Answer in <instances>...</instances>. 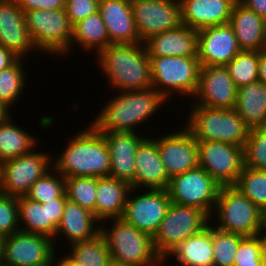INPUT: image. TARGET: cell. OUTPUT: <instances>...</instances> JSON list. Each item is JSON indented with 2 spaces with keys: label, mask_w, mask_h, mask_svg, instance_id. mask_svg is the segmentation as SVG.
Masks as SVG:
<instances>
[{
  "label": "cell",
  "mask_w": 266,
  "mask_h": 266,
  "mask_svg": "<svg viewBox=\"0 0 266 266\" xmlns=\"http://www.w3.org/2000/svg\"><path fill=\"white\" fill-rule=\"evenodd\" d=\"M119 93L107 99L105 105L100 108L91 124L99 132H136L141 133L136 127L151 122L158 109L168 102L153 87L132 91H119ZM138 131V132H137Z\"/></svg>",
  "instance_id": "cell-1"
},
{
  "label": "cell",
  "mask_w": 266,
  "mask_h": 266,
  "mask_svg": "<svg viewBox=\"0 0 266 266\" xmlns=\"http://www.w3.org/2000/svg\"><path fill=\"white\" fill-rule=\"evenodd\" d=\"M88 125L76 130L71 140L67 138L64 150L53 156V168L64 178L110 176V152L104 135Z\"/></svg>",
  "instance_id": "cell-2"
},
{
  "label": "cell",
  "mask_w": 266,
  "mask_h": 266,
  "mask_svg": "<svg viewBox=\"0 0 266 266\" xmlns=\"http://www.w3.org/2000/svg\"><path fill=\"white\" fill-rule=\"evenodd\" d=\"M96 63L116 92L152 87L151 61L144 43L110 44L99 52Z\"/></svg>",
  "instance_id": "cell-3"
},
{
  "label": "cell",
  "mask_w": 266,
  "mask_h": 266,
  "mask_svg": "<svg viewBox=\"0 0 266 266\" xmlns=\"http://www.w3.org/2000/svg\"><path fill=\"white\" fill-rule=\"evenodd\" d=\"M106 222L111 225L106 226ZM100 225V233L106 240L111 260L130 266H163L150 235L122 218L105 220Z\"/></svg>",
  "instance_id": "cell-4"
},
{
  "label": "cell",
  "mask_w": 266,
  "mask_h": 266,
  "mask_svg": "<svg viewBox=\"0 0 266 266\" xmlns=\"http://www.w3.org/2000/svg\"><path fill=\"white\" fill-rule=\"evenodd\" d=\"M189 109L184 125L192 132L196 141H221L245 146L250 128L234 108L191 105Z\"/></svg>",
  "instance_id": "cell-5"
},
{
  "label": "cell",
  "mask_w": 266,
  "mask_h": 266,
  "mask_svg": "<svg viewBox=\"0 0 266 266\" xmlns=\"http://www.w3.org/2000/svg\"><path fill=\"white\" fill-rule=\"evenodd\" d=\"M264 218L265 213L236 188L221 186L210 216L214 221L210 223L224 232L256 236L264 226Z\"/></svg>",
  "instance_id": "cell-6"
},
{
  "label": "cell",
  "mask_w": 266,
  "mask_h": 266,
  "mask_svg": "<svg viewBox=\"0 0 266 266\" xmlns=\"http://www.w3.org/2000/svg\"><path fill=\"white\" fill-rule=\"evenodd\" d=\"M30 38L37 51L63 59L70 56L72 25L65 9L32 10L24 12ZM47 53V54H46ZM68 55V56H66Z\"/></svg>",
  "instance_id": "cell-7"
},
{
  "label": "cell",
  "mask_w": 266,
  "mask_h": 266,
  "mask_svg": "<svg viewBox=\"0 0 266 266\" xmlns=\"http://www.w3.org/2000/svg\"><path fill=\"white\" fill-rule=\"evenodd\" d=\"M152 87L167 101L174 95L193 98L199 85L198 57H149ZM173 94V95H172ZM189 96V97H188Z\"/></svg>",
  "instance_id": "cell-8"
},
{
  "label": "cell",
  "mask_w": 266,
  "mask_h": 266,
  "mask_svg": "<svg viewBox=\"0 0 266 266\" xmlns=\"http://www.w3.org/2000/svg\"><path fill=\"white\" fill-rule=\"evenodd\" d=\"M210 216L203 210L171 202L166 216L153 237L156 253L162 260L188 237L210 224Z\"/></svg>",
  "instance_id": "cell-9"
},
{
  "label": "cell",
  "mask_w": 266,
  "mask_h": 266,
  "mask_svg": "<svg viewBox=\"0 0 266 266\" xmlns=\"http://www.w3.org/2000/svg\"><path fill=\"white\" fill-rule=\"evenodd\" d=\"M52 154L55 153L34 149L30 153L2 162L0 192L14 197L26 196L31 186L53 169Z\"/></svg>",
  "instance_id": "cell-10"
},
{
  "label": "cell",
  "mask_w": 266,
  "mask_h": 266,
  "mask_svg": "<svg viewBox=\"0 0 266 266\" xmlns=\"http://www.w3.org/2000/svg\"><path fill=\"white\" fill-rule=\"evenodd\" d=\"M137 190L130 189L121 218L153 238L166 216L171 200L166 189Z\"/></svg>",
  "instance_id": "cell-11"
},
{
  "label": "cell",
  "mask_w": 266,
  "mask_h": 266,
  "mask_svg": "<svg viewBox=\"0 0 266 266\" xmlns=\"http://www.w3.org/2000/svg\"><path fill=\"white\" fill-rule=\"evenodd\" d=\"M220 188L203 168L197 167L171 178L166 190L171 202L197 207L211 216Z\"/></svg>",
  "instance_id": "cell-12"
},
{
  "label": "cell",
  "mask_w": 266,
  "mask_h": 266,
  "mask_svg": "<svg viewBox=\"0 0 266 266\" xmlns=\"http://www.w3.org/2000/svg\"><path fill=\"white\" fill-rule=\"evenodd\" d=\"M199 167L220 186H233L244 167V147L221 141H197Z\"/></svg>",
  "instance_id": "cell-13"
},
{
  "label": "cell",
  "mask_w": 266,
  "mask_h": 266,
  "mask_svg": "<svg viewBox=\"0 0 266 266\" xmlns=\"http://www.w3.org/2000/svg\"><path fill=\"white\" fill-rule=\"evenodd\" d=\"M181 129V130H180ZM169 179L199 167V147L184 125L176 131L153 137Z\"/></svg>",
  "instance_id": "cell-14"
},
{
  "label": "cell",
  "mask_w": 266,
  "mask_h": 266,
  "mask_svg": "<svg viewBox=\"0 0 266 266\" xmlns=\"http://www.w3.org/2000/svg\"><path fill=\"white\" fill-rule=\"evenodd\" d=\"M131 7L142 43L182 24L179 0H131Z\"/></svg>",
  "instance_id": "cell-15"
},
{
  "label": "cell",
  "mask_w": 266,
  "mask_h": 266,
  "mask_svg": "<svg viewBox=\"0 0 266 266\" xmlns=\"http://www.w3.org/2000/svg\"><path fill=\"white\" fill-rule=\"evenodd\" d=\"M55 252L53 239L20 230L6 236L2 266H47Z\"/></svg>",
  "instance_id": "cell-16"
},
{
  "label": "cell",
  "mask_w": 266,
  "mask_h": 266,
  "mask_svg": "<svg viewBox=\"0 0 266 266\" xmlns=\"http://www.w3.org/2000/svg\"><path fill=\"white\" fill-rule=\"evenodd\" d=\"M237 92L238 87L233 82L226 66H201L199 85L189 104L232 109L236 104Z\"/></svg>",
  "instance_id": "cell-17"
},
{
  "label": "cell",
  "mask_w": 266,
  "mask_h": 266,
  "mask_svg": "<svg viewBox=\"0 0 266 266\" xmlns=\"http://www.w3.org/2000/svg\"><path fill=\"white\" fill-rule=\"evenodd\" d=\"M197 46L201 66H226L241 51L229 23L198 30Z\"/></svg>",
  "instance_id": "cell-18"
},
{
  "label": "cell",
  "mask_w": 266,
  "mask_h": 266,
  "mask_svg": "<svg viewBox=\"0 0 266 266\" xmlns=\"http://www.w3.org/2000/svg\"><path fill=\"white\" fill-rule=\"evenodd\" d=\"M0 45L25 61V57L38 52L28 33L24 12L15 0H0Z\"/></svg>",
  "instance_id": "cell-19"
},
{
  "label": "cell",
  "mask_w": 266,
  "mask_h": 266,
  "mask_svg": "<svg viewBox=\"0 0 266 266\" xmlns=\"http://www.w3.org/2000/svg\"><path fill=\"white\" fill-rule=\"evenodd\" d=\"M110 152V177L126 181L135 188L137 147L147 137L136 132H102Z\"/></svg>",
  "instance_id": "cell-20"
},
{
  "label": "cell",
  "mask_w": 266,
  "mask_h": 266,
  "mask_svg": "<svg viewBox=\"0 0 266 266\" xmlns=\"http://www.w3.org/2000/svg\"><path fill=\"white\" fill-rule=\"evenodd\" d=\"M111 44L141 43L133 18L131 0H99Z\"/></svg>",
  "instance_id": "cell-21"
},
{
  "label": "cell",
  "mask_w": 266,
  "mask_h": 266,
  "mask_svg": "<svg viewBox=\"0 0 266 266\" xmlns=\"http://www.w3.org/2000/svg\"><path fill=\"white\" fill-rule=\"evenodd\" d=\"M237 0H179L181 23L201 30L229 23Z\"/></svg>",
  "instance_id": "cell-22"
},
{
  "label": "cell",
  "mask_w": 266,
  "mask_h": 266,
  "mask_svg": "<svg viewBox=\"0 0 266 266\" xmlns=\"http://www.w3.org/2000/svg\"><path fill=\"white\" fill-rule=\"evenodd\" d=\"M135 160V188L167 189L170 179L151 136L139 144Z\"/></svg>",
  "instance_id": "cell-23"
},
{
  "label": "cell",
  "mask_w": 266,
  "mask_h": 266,
  "mask_svg": "<svg viewBox=\"0 0 266 266\" xmlns=\"http://www.w3.org/2000/svg\"><path fill=\"white\" fill-rule=\"evenodd\" d=\"M198 31L185 24L147 39L144 44L149 57H198Z\"/></svg>",
  "instance_id": "cell-24"
},
{
  "label": "cell",
  "mask_w": 266,
  "mask_h": 266,
  "mask_svg": "<svg viewBox=\"0 0 266 266\" xmlns=\"http://www.w3.org/2000/svg\"><path fill=\"white\" fill-rule=\"evenodd\" d=\"M99 233L100 222L95 218L94 214L82 208L76 202L67 199L61 221L57 227L55 236V239H57L54 240L56 249V242L61 239L62 236L63 240L65 238L66 243L70 246L73 243L92 239Z\"/></svg>",
  "instance_id": "cell-25"
},
{
  "label": "cell",
  "mask_w": 266,
  "mask_h": 266,
  "mask_svg": "<svg viewBox=\"0 0 266 266\" xmlns=\"http://www.w3.org/2000/svg\"><path fill=\"white\" fill-rule=\"evenodd\" d=\"M229 24L235 32L241 50L266 49V20L238 0L232 8Z\"/></svg>",
  "instance_id": "cell-26"
},
{
  "label": "cell",
  "mask_w": 266,
  "mask_h": 266,
  "mask_svg": "<svg viewBox=\"0 0 266 266\" xmlns=\"http://www.w3.org/2000/svg\"><path fill=\"white\" fill-rule=\"evenodd\" d=\"M130 189L126 181L110 176L97 178L95 218L100 223L121 218Z\"/></svg>",
  "instance_id": "cell-27"
},
{
  "label": "cell",
  "mask_w": 266,
  "mask_h": 266,
  "mask_svg": "<svg viewBox=\"0 0 266 266\" xmlns=\"http://www.w3.org/2000/svg\"><path fill=\"white\" fill-rule=\"evenodd\" d=\"M170 257L176 260L178 266H213L211 223L173 248L163 259V266Z\"/></svg>",
  "instance_id": "cell-28"
},
{
  "label": "cell",
  "mask_w": 266,
  "mask_h": 266,
  "mask_svg": "<svg viewBox=\"0 0 266 266\" xmlns=\"http://www.w3.org/2000/svg\"><path fill=\"white\" fill-rule=\"evenodd\" d=\"M234 110L250 129L266 126V85L257 81L239 87Z\"/></svg>",
  "instance_id": "cell-29"
},
{
  "label": "cell",
  "mask_w": 266,
  "mask_h": 266,
  "mask_svg": "<svg viewBox=\"0 0 266 266\" xmlns=\"http://www.w3.org/2000/svg\"><path fill=\"white\" fill-rule=\"evenodd\" d=\"M110 44L106 25L99 11L75 23L72 27V52L75 50L74 46H79L86 53L91 51L94 54L95 50L96 56Z\"/></svg>",
  "instance_id": "cell-30"
},
{
  "label": "cell",
  "mask_w": 266,
  "mask_h": 266,
  "mask_svg": "<svg viewBox=\"0 0 266 266\" xmlns=\"http://www.w3.org/2000/svg\"><path fill=\"white\" fill-rule=\"evenodd\" d=\"M13 119L11 116L0 124V164L40 147L37 145L40 139L38 140L32 133L15 124Z\"/></svg>",
  "instance_id": "cell-31"
},
{
  "label": "cell",
  "mask_w": 266,
  "mask_h": 266,
  "mask_svg": "<svg viewBox=\"0 0 266 266\" xmlns=\"http://www.w3.org/2000/svg\"><path fill=\"white\" fill-rule=\"evenodd\" d=\"M21 231L48 236L55 240L57 227L49 221L48 204L26 196L17 197Z\"/></svg>",
  "instance_id": "cell-32"
},
{
  "label": "cell",
  "mask_w": 266,
  "mask_h": 266,
  "mask_svg": "<svg viewBox=\"0 0 266 266\" xmlns=\"http://www.w3.org/2000/svg\"><path fill=\"white\" fill-rule=\"evenodd\" d=\"M68 247V255L80 266H108L111 261L110 251L101 233L92 239L73 243Z\"/></svg>",
  "instance_id": "cell-33"
},
{
  "label": "cell",
  "mask_w": 266,
  "mask_h": 266,
  "mask_svg": "<svg viewBox=\"0 0 266 266\" xmlns=\"http://www.w3.org/2000/svg\"><path fill=\"white\" fill-rule=\"evenodd\" d=\"M23 62V58H19L13 65L0 71V101L12 109L27 89L25 87L26 83L28 84V75Z\"/></svg>",
  "instance_id": "cell-34"
},
{
  "label": "cell",
  "mask_w": 266,
  "mask_h": 266,
  "mask_svg": "<svg viewBox=\"0 0 266 266\" xmlns=\"http://www.w3.org/2000/svg\"><path fill=\"white\" fill-rule=\"evenodd\" d=\"M241 194L266 213V171L244 166L233 185Z\"/></svg>",
  "instance_id": "cell-35"
},
{
  "label": "cell",
  "mask_w": 266,
  "mask_h": 266,
  "mask_svg": "<svg viewBox=\"0 0 266 266\" xmlns=\"http://www.w3.org/2000/svg\"><path fill=\"white\" fill-rule=\"evenodd\" d=\"M258 64L259 51L241 50L226 67L239 88L258 81Z\"/></svg>",
  "instance_id": "cell-36"
},
{
  "label": "cell",
  "mask_w": 266,
  "mask_h": 266,
  "mask_svg": "<svg viewBox=\"0 0 266 266\" xmlns=\"http://www.w3.org/2000/svg\"><path fill=\"white\" fill-rule=\"evenodd\" d=\"M65 194L67 199L76 202L95 216L97 177L65 178Z\"/></svg>",
  "instance_id": "cell-37"
},
{
  "label": "cell",
  "mask_w": 266,
  "mask_h": 266,
  "mask_svg": "<svg viewBox=\"0 0 266 266\" xmlns=\"http://www.w3.org/2000/svg\"><path fill=\"white\" fill-rule=\"evenodd\" d=\"M244 237L212 226L213 266H234L239 243Z\"/></svg>",
  "instance_id": "cell-38"
},
{
  "label": "cell",
  "mask_w": 266,
  "mask_h": 266,
  "mask_svg": "<svg viewBox=\"0 0 266 266\" xmlns=\"http://www.w3.org/2000/svg\"><path fill=\"white\" fill-rule=\"evenodd\" d=\"M64 193L65 178L53 168L31 186L26 197L43 204L59 198Z\"/></svg>",
  "instance_id": "cell-39"
},
{
  "label": "cell",
  "mask_w": 266,
  "mask_h": 266,
  "mask_svg": "<svg viewBox=\"0 0 266 266\" xmlns=\"http://www.w3.org/2000/svg\"><path fill=\"white\" fill-rule=\"evenodd\" d=\"M244 166L266 171V126L249 129L244 146Z\"/></svg>",
  "instance_id": "cell-40"
},
{
  "label": "cell",
  "mask_w": 266,
  "mask_h": 266,
  "mask_svg": "<svg viewBox=\"0 0 266 266\" xmlns=\"http://www.w3.org/2000/svg\"><path fill=\"white\" fill-rule=\"evenodd\" d=\"M20 230L17 197L0 192V234L10 236Z\"/></svg>",
  "instance_id": "cell-41"
},
{
  "label": "cell",
  "mask_w": 266,
  "mask_h": 266,
  "mask_svg": "<svg viewBox=\"0 0 266 266\" xmlns=\"http://www.w3.org/2000/svg\"><path fill=\"white\" fill-rule=\"evenodd\" d=\"M262 262L257 236H245L239 243L234 266H261Z\"/></svg>",
  "instance_id": "cell-42"
},
{
  "label": "cell",
  "mask_w": 266,
  "mask_h": 266,
  "mask_svg": "<svg viewBox=\"0 0 266 266\" xmlns=\"http://www.w3.org/2000/svg\"><path fill=\"white\" fill-rule=\"evenodd\" d=\"M99 10V0H66L65 11L71 25Z\"/></svg>",
  "instance_id": "cell-43"
},
{
  "label": "cell",
  "mask_w": 266,
  "mask_h": 266,
  "mask_svg": "<svg viewBox=\"0 0 266 266\" xmlns=\"http://www.w3.org/2000/svg\"><path fill=\"white\" fill-rule=\"evenodd\" d=\"M23 12L32 10L65 9L66 0H15Z\"/></svg>",
  "instance_id": "cell-44"
},
{
  "label": "cell",
  "mask_w": 266,
  "mask_h": 266,
  "mask_svg": "<svg viewBox=\"0 0 266 266\" xmlns=\"http://www.w3.org/2000/svg\"><path fill=\"white\" fill-rule=\"evenodd\" d=\"M66 200L67 197L66 194L64 193L59 198H56L47 203H43V204H48L49 221H51L56 227H58L61 221Z\"/></svg>",
  "instance_id": "cell-45"
},
{
  "label": "cell",
  "mask_w": 266,
  "mask_h": 266,
  "mask_svg": "<svg viewBox=\"0 0 266 266\" xmlns=\"http://www.w3.org/2000/svg\"><path fill=\"white\" fill-rule=\"evenodd\" d=\"M245 7L266 20V0H238Z\"/></svg>",
  "instance_id": "cell-46"
},
{
  "label": "cell",
  "mask_w": 266,
  "mask_h": 266,
  "mask_svg": "<svg viewBox=\"0 0 266 266\" xmlns=\"http://www.w3.org/2000/svg\"><path fill=\"white\" fill-rule=\"evenodd\" d=\"M18 59L13 52L0 45V71L13 65Z\"/></svg>",
  "instance_id": "cell-47"
},
{
  "label": "cell",
  "mask_w": 266,
  "mask_h": 266,
  "mask_svg": "<svg viewBox=\"0 0 266 266\" xmlns=\"http://www.w3.org/2000/svg\"><path fill=\"white\" fill-rule=\"evenodd\" d=\"M58 250L55 252L53 259H52V266H80L77 264L72 258L68 255L66 252L65 255L61 256L59 255ZM58 255V256H56Z\"/></svg>",
  "instance_id": "cell-48"
},
{
  "label": "cell",
  "mask_w": 266,
  "mask_h": 266,
  "mask_svg": "<svg viewBox=\"0 0 266 266\" xmlns=\"http://www.w3.org/2000/svg\"><path fill=\"white\" fill-rule=\"evenodd\" d=\"M258 81L266 85V49L259 51Z\"/></svg>",
  "instance_id": "cell-49"
},
{
  "label": "cell",
  "mask_w": 266,
  "mask_h": 266,
  "mask_svg": "<svg viewBox=\"0 0 266 266\" xmlns=\"http://www.w3.org/2000/svg\"><path fill=\"white\" fill-rule=\"evenodd\" d=\"M261 251V258L263 261L266 262V226L264 225L263 228L256 234Z\"/></svg>",
  "instance_id": "cell-50"
},
{
  "label": "cell",
  "mask_w": 266,
  "mask_h": 266,
  "mask_svg": "<svg viewBox=\"0 0 266 266\" xmlns=\"http://www.w3.org/2000/svg\"><path fill=\"white\" fill-rule=\"evenodd\" d=\"M11 110L12 109L9 106L0 101V124L12 116L10 112Z\"/></svg>",
  "instance_id": "cell-51"
},
{
  "label": "cell",
  "mask_w": 266,
  "mask_h": 266,
  "mask_svg": "<svg viewBox=\"0 0 266 266\" xmlns=\"http://www.w3.org/2000/svg\"><path fill=\"white\" fill-rule=\"evenodd\" d=\"M5 239H6V236L0 234V266H2V262H3V251H4Z\"/></svg>",
  "instance_id": "cell-52"
},
{
  "label": "cell",
  "mask_w": 266,
  "mask_h": 266,
  "mask_svg": "<svg viewBox=\"0 0 266 266\" xmlns=\"http://www.w3.org/2000/svg\"><path fill=\"white\" fill-rule=\"evenodd\" d=\"M108 266H130V265H126V264H124V263H118V262H116V261L111 260V261L109 262Z\"/></svg>",
  "instance_id": "cell-53"
},
{
  "label": "cell",
  "mask_w": 266,
  "mask_h": 266,
  "mask_svg": "<svg viewBox=\"0 0 266 266\" xmlns=\"http://www.w3.org/2000/svg\"><path fill=\"white\" fill-rule=\"evenodd\" d=\"M264 225L266 226V213H265V218H264Z\"/></svg>",
  "instance_id": "cell-54"
},
{
  "label": "cell",
  "mask_w": 266,
  "mask_h": 266,
  "mask_svg": "<svg viewBox=\"0 0 266 266\" xmlns=\"http://www.w3.org/2000/svg\"><path fill=\"white\" fill-rule=\"evenodd\" d=\"M261 266H266V262H265V261H263Z\"/></svg>",
  "instance_id": "cell-55"
}]
</instances>
